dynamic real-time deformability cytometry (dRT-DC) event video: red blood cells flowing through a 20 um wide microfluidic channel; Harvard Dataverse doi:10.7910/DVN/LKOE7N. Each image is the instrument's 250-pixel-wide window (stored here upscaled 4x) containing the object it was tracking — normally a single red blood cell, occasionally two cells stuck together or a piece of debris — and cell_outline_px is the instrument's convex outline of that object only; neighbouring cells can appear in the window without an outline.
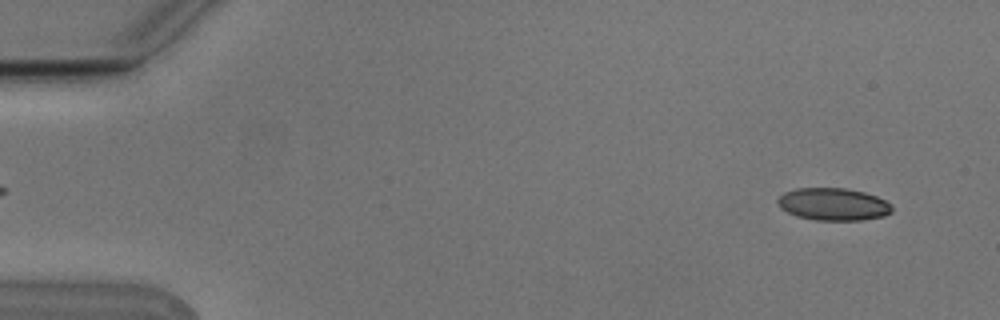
{"species": "Egyptian fruit bat (a non-hibernating species)", "species_latin": "Rousettus aegyptiacus", "temperature_condition": "cold", "stored_images_in_passage": 5, "camera_frame_rate_fps": 3000, "um_per_image_px": 0.085, "animal": {"sex": "male"}, "frame": {"image": 1, "passage_image": 5, "time_ms": 1.333, "image_size_px": [1000, 320], "cell_outline_px": [[892, 212], [884, 216], [860, 220], [816, 220], [796, 216], [780, 208], [776, 200], [784, 192], [796, 188], [844, 188], [864, 192], [876, 196], [892, 204]], "centroid_in_image_um": [70.82, 17.36], "position_along_channel_um": 14.2, "area_um2": 21.62}}